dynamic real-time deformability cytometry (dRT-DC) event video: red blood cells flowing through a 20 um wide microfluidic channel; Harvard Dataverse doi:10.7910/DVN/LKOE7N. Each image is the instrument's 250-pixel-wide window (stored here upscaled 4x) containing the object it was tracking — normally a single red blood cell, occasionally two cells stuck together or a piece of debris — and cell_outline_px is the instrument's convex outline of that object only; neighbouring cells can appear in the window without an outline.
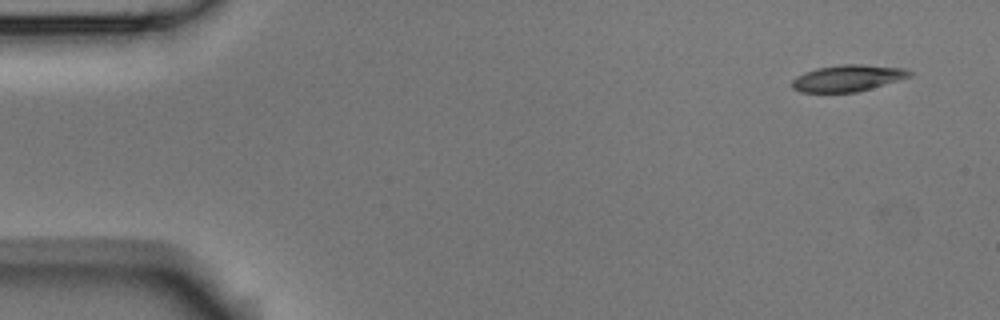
{"species": "Egyptian fruit bat (a non-hibernating species)", "species_latin": "Rousettus aegyptiacus", "temperature_condition": "room temperature", "stored_images_in_passage": 4, "camera_frame_rate_fps": 3000, "um_per_image_px": 0.085, "animal": {"sex": "male"}, "frame": {"image": 1, "passage_image": 1, "time_ms": 0.0, "image_size_px": [1000, 320], "cell_outline_px": [[912, 76], [856, 92], [800, 92], [792, 88], [792, 80], [796, 76], [804, 72], [816, 68], [840, 64], [860, 64], [904, 68], [912, 72]], "centroid_in_image_um": [72.02, 6.63], "position_along_channel_um": 13.0, "area_um2": 18.09}}
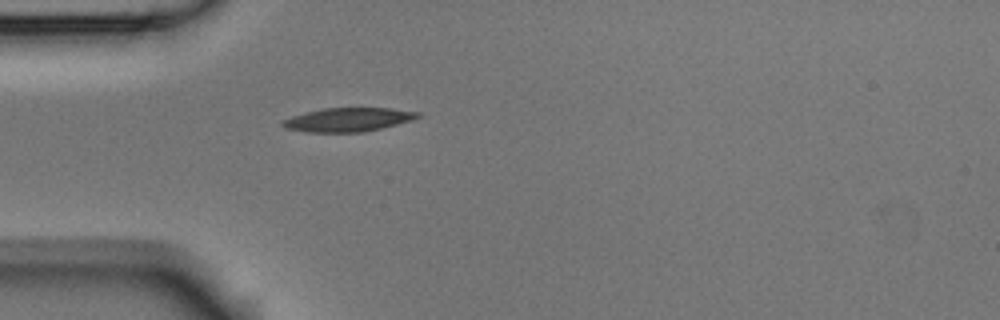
{"frame": {"image": 2, "passage_image": 4, "time_ms": 1.0, "image_size_px": [1000, 320], "cell_outline_px": [[420, 116], [412, 120], [364, 132], [308, 132], [284, 128], [280, 124], [284, 120], [292, 116], [324, 108], [392, 108], [420, 112]], "centroid_in_image_um": [29.59, 10.17], "position_along_channel_um": 55.4, "area_um2": 18.55}}